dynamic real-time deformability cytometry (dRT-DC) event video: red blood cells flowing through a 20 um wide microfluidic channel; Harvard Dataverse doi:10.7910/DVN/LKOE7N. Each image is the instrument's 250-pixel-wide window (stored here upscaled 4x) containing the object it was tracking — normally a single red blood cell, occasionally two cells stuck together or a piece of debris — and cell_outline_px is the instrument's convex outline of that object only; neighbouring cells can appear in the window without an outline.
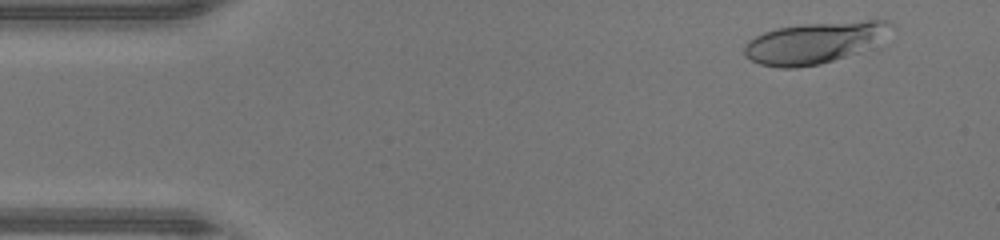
{"species": "human", "species_latin": "Homo sapiens", "temperature_condition": "warm", "stored_images_in_passage": 38, "camera_frame_rate_fps": 3000, "um_per_image_px": 0.085, "donor": {"sex": "male"}, "frame": {"image": 1, "passage_image": 3, "time_ms": 0.667, "image_size_px": [1000, 240], "cell_outline_px": [[896, 24], [856, 52], [820, 64], [796, 68], [780, 68], [760, 64], [744, 56], [744, 48], [748, 40], [764, 32], [776, 28], [804, 24], [864, 20], [888, 20]], "centroid_in_image_um": [69.09, 3.62], "position_along_channel_um": 15.9, "area_um2": 34.28}}
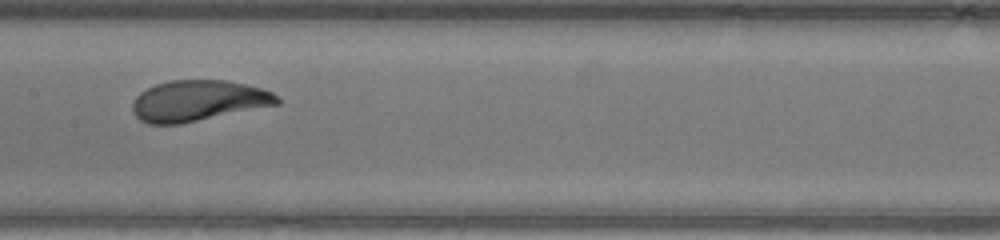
{"frame": {"image": 2, "passage_image": 22, "time_ms": 7.0, "image_size_px": [1000, 240], "cell_outline_px": [[280, 104], [180, 124], [148, 124], [140, 120], [136, 116], [132, 108], [132, 104], [136, 96], [140, 92], [156, 84], [168, 80], [228, 80], [260, 88], [272, 92], [280, 100]], "centroid_in_image_um": [16.83, 8.56], "position_along_channel_um": 190.6, "area_um2": 34.39}}
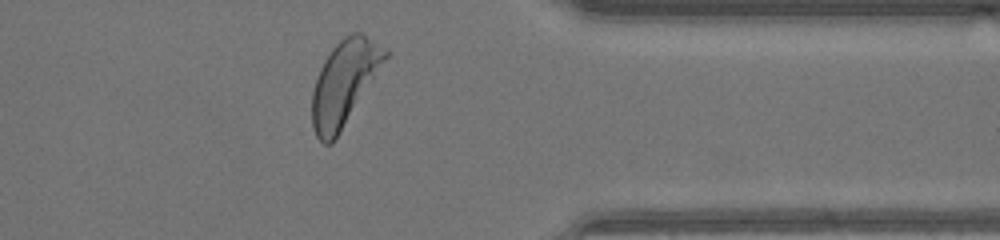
{"frame": {"image": 3, "passage_image": 36, "time_ms": 11.667, "image_size_px": [1000, 240], "cell_outline_px": [[388, 56], [340, 132], [332, 144], [324, 144], [316, 136], [312, 128], [312, 92], [320, 68], [324, 60], [332, 48], [344, 36], [352, 32], [360, 32], [388, 52]], "centroid_in_image_um": [29.22, 7.07], "position_along_channel_um": 382.2, "area_um2": 35.26}, "authors_computed_cell_mechanics": {"area_um2": 34.3332, "velocity_mm_per_s": 4.4045, "shape_relaxation_time_tau1_ms": 4.3959, "shape_relaxation_time_tau2_ms": null, "deformation_change_tau1": 0.2405, "deformation_change_tau2": null}}